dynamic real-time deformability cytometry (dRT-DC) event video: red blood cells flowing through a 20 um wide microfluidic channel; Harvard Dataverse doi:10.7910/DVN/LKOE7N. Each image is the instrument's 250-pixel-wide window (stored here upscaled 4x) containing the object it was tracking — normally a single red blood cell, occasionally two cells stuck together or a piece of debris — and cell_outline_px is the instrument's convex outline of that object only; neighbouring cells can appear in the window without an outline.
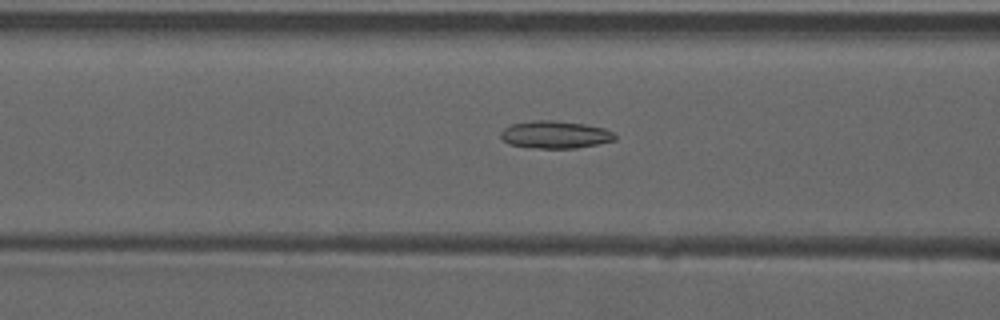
{"species": "common noctule bat (a hibernating species)", "species_latin": "Nyctalus noctula", "temperature_condition": "warm", "stored_images_in_passage": 52, "camera_frame_rate_fps": 3000, "um_per_image_px": 0.085, "animal": {"sex": "male", "forearm_length_mm": 52.5}, "frame": {"image": 1, "passage_image": 21, "time_ms": 6.667, "image_size_px": [1000, 320], "cell_outline_px": [[616, 140], [576, 148], [540, 148], [508, 144], [500, 136], [500, 132], [504, 128], [512, 124], [532, 120], [552, 120], [584, 124], [604, 128], [612, 132], [616, 136]], "centroid_in_image_um": [47.18, 11.44], "position_along_channel_um": 119.4, "area_um2": 18.15}}
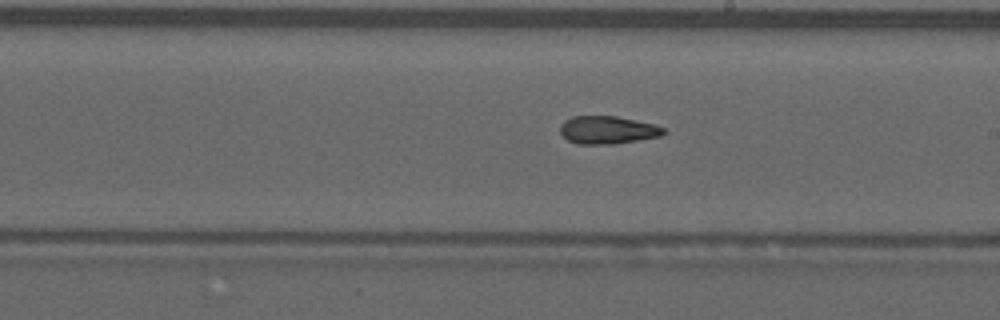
{"frame": {"image": 2, "passage_image": 30, "time_ms": 9.667, "image_size_px": [1000, 320], "cell_outline_px": [[664, 132], [660, 136], [640, 140], [612, 144], [576, 144], [568, 140], [560, 132], [560, 128], [564, 120], [572, 116], [616, 116], [652, 124], [664, 128]], "centroid_in_image_um": [51.61, 11.05], "position_along_channel_um": 237.4, "area_um2": 16.65}}
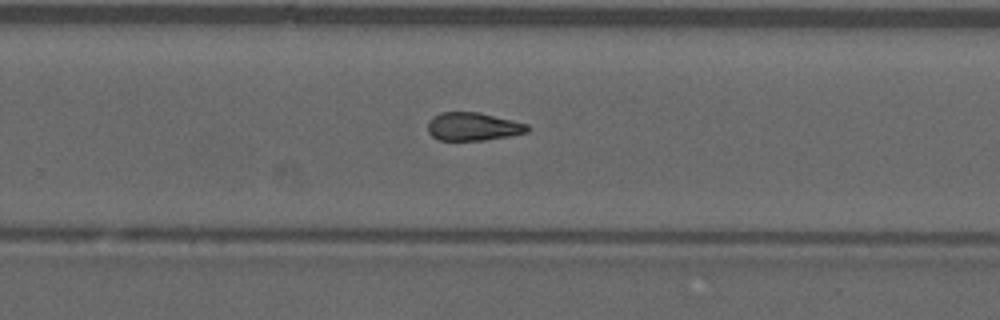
{"frame": {"image": 3, "passage_image": 34, "time_ms": 11.0, "image_size_px": [1000, 320], "cell_outline_px": [[528, 132], [508, 136], [484, 140], [440, 140], [432, 136], [428, 132], [428, 120], [432, 116], [440, 112], [480, 112], [528, 124]], "centroid_in_image_um": [40.18, 10.75], "position_along_channel_um": 289.6, "area_um2": 16.36}, "authors_computed_cell_mechanics": {"area_um2": 17.1088, "velocity_mm_per_s": 3.9472, "shape_relaxation_time_tau1_ms": null, "shape_relaxation_time_tau2_ms": 3.2109, "deformation_change_tau1": null, "deformation_change_tau2": 0.1214}}